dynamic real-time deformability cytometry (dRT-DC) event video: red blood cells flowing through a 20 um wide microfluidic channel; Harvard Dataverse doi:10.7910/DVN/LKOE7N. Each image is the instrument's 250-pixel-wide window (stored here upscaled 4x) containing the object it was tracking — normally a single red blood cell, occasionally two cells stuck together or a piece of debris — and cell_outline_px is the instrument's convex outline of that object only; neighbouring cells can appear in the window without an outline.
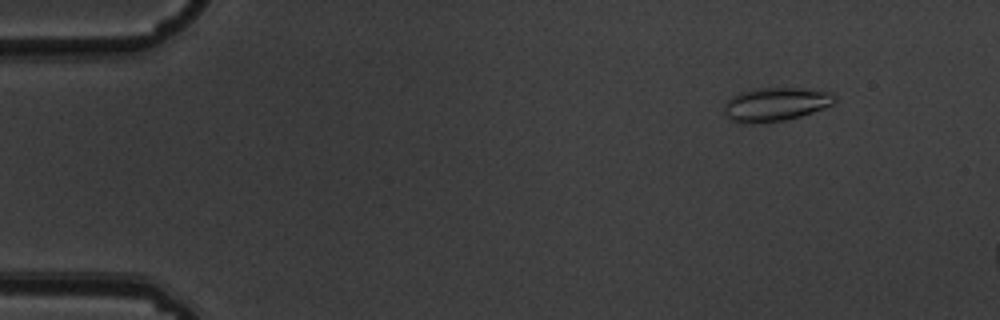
{"species": "common noctule bat (a hibernating species)", "species_latin": "Nyctalus noctula", "temperature_condition": "warm", "stored_images_in_passage": 3, "camera_frame_rate_fps": 3000, "um_per_image_px": 0.085, "animal": {"sex": "male", "body_mass_g": 19.5, "forearm_length_mm": 54.6}, "frame": {"image": 1, "passage_image": 1, "time_ms": 0.0, "image_size_px": [1000, 320], "cell_outline_px": [[836, 100], [832, 104], [812, 112], [800, 116], [784, 120], [740, 124], [736, 124], [724, 112], [724, 104], [732, 96], [740, 92], [752, 88], [804, 88], [832, 92], [836, 96]], "centroid_in_image_um": [65.91, 8.85], "position_along_channel_um": 19.1, "area_um2": 21.68}}